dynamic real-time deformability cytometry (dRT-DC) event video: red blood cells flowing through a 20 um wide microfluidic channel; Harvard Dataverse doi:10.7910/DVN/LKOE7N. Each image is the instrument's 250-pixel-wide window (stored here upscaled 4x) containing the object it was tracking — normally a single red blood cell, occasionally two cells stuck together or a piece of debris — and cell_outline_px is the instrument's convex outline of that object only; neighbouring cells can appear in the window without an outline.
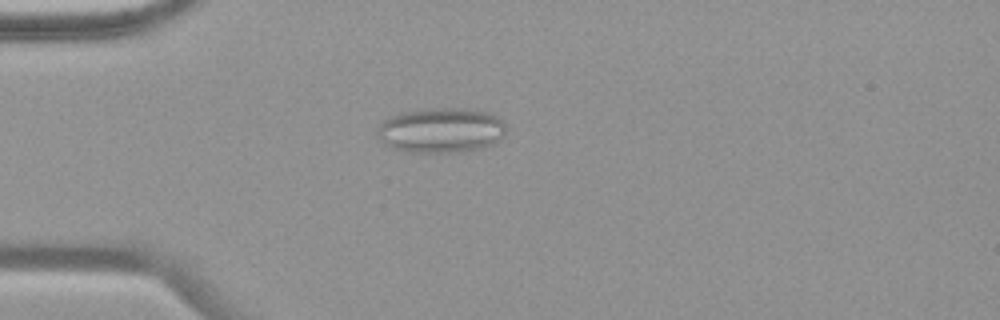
{"species": "common noctule bat (a hibernating species)", "species_latin": "Nyctalus noctula", "temperature_condition": "warm", "stored_images_in_passage": 54, "camera_frame_rate_fps": 3000, "um_per_image_px": 0.085, "animal": {"sex": "female", "body_mass_g": 19.9}, "frame": {"image": 1, "passage_image": 15, "time_ms": 4.667, "image_size_px": [1000, 320], "cell_outline_px": [[504, 136], [500, 140], [484, 148], [460, 152], [412, 152], [392, 148], [384, 144], [380, 140], [376, 132], [380, 124], [384, 120], [400, 112], [432, 108], [464, 108], [484, 112], [496, 116], [504, 124]], "centroid_in_image_um": [37.47, 11.08], "position_along_channel_um": 47.5, "area_um2": 33.76}}
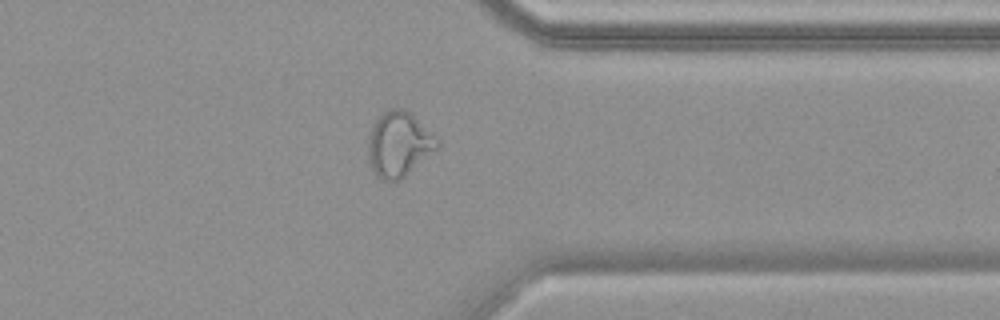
{"frame": {"image": 2, "passage_image": 43, "time_ms": 14.0, "image_size_px": [1000, 320], "cell_outline_px": [[440, 144], [436, 148], [400, 180], [380, 180], [372, 172], [368, 156], [368, 136], [372, 124], [388, 108], [404, 108], [432, 132], [440, 140]], "centroid_in_image_um": [33.87, 12.25], "position_along_channel_um": 377.5, "area_um2": 26.01}}
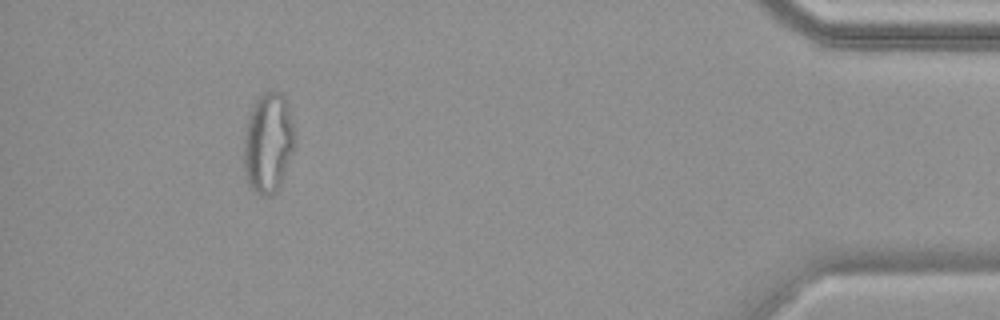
{"frame": {"image": 3, "passage_image": 50, "time_ms": 16.333, "image_size_px": [1000, 320], "cell_outline_px": [[296, 136], [292, 152], [280, 184], [268, 196], [264, 196], [256, 192], [248, 184], [244, 168], [244, 140], [248, 120], [252, 108], [256, 100], [264, 92], [284, 92], [288, 104]], "centroid_in_image_um": [22.81, 12.1], "position_along_channel_um": 412.4, "area_um2": 29.36}, "authors_computed_cell_mechanics": {"area_um2": 27.6862, "velocity_mm_per_s": 3.7625, "shape_relaxation_time_tau1_ms": null, "shape_relaxation_time_tau2_ms": 1.2898, "deformation_change_tau1": null, "deformation_change_tau2": 0.0928}}